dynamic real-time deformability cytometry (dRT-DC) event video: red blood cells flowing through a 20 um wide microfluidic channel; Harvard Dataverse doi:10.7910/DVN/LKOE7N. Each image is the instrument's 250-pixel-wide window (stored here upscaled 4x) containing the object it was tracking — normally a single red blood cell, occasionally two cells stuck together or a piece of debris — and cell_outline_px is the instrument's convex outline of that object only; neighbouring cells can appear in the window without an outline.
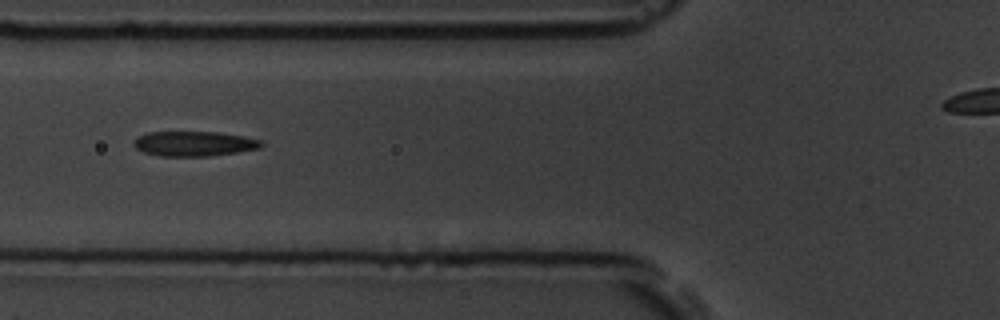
{"species": "common noctule bat (a hibernating species)", "species_latin": "Nyctalus noctula", "temperature_condition": "room temperature", "stored_images_in_passage": 8, "camera_frame_rate_fps": 3000, "um_per_image_px": 0.085, "animal": {"sex": "male", "body_mass_g": 19.5, "forearm_length_mm": 54.6}, "frame": {"image": 1, "passage_image": 6, "time_ms": 6.333, "image_size_px": [1000, 320], "cell_outline_px": [[264, 144], [260, 148], [236, 152], [208, 156], [160, 156], [144, 152], [136, 148], [132, 144], [136, 136], [148, 132], [216, 132], [244, 136], [260, 140]], "centroid_in_image_um": [16.46, 12.21], "position_along_channel_um": 109.3, "area_um2": 18.5}}
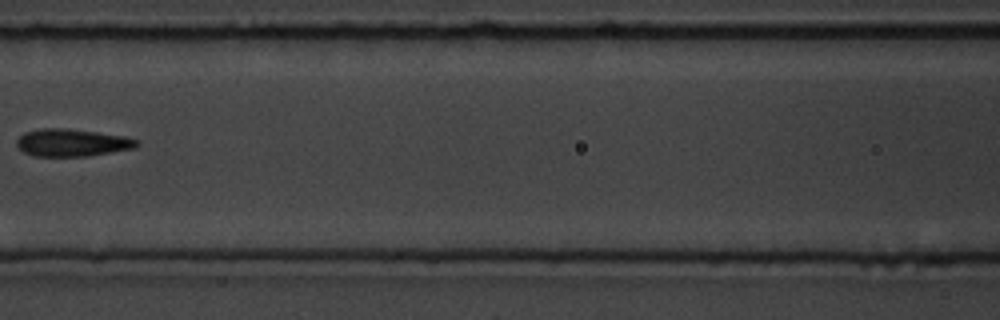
{"frame": {"image": 2, "passage_image": 7, "time_ms": 7.667, "image_size_px": [1000, 320], "cell_outline_px": [[140, 144], [136, 148], [88, 156], [32, 156], [24, 152], [16, 144], [16, 140], [24, 132], [40, 128], [60, 128], [96, 132], [124, 136], [136, 140]], "centroid_in_image_um": [6.11, 12.13], "position_along_channel_um": 160.5, "area_um2": 19.13}}
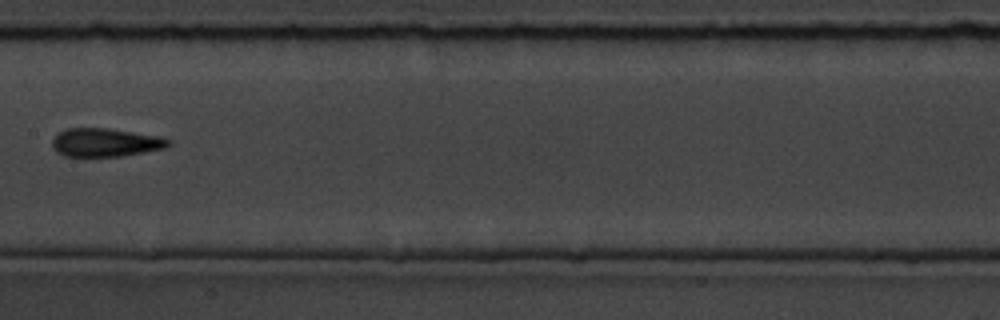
{"frame": {"image": 3, "passage_image": 8, "time_ms": 8.667, "image_size_px": [1000, 320], "cell_outline_px": [[172, 144], [164, 148], [124, 156], [64, 156], [56, 152], [52, 148], [52, 140], [56, 132], [64, 128], [108, 128], [160, 136], [172, 140]], "centroid_in_image_um": [8.93, 12.1], "position_along_channel_um": 198.5, "area_um2": 19.54}}